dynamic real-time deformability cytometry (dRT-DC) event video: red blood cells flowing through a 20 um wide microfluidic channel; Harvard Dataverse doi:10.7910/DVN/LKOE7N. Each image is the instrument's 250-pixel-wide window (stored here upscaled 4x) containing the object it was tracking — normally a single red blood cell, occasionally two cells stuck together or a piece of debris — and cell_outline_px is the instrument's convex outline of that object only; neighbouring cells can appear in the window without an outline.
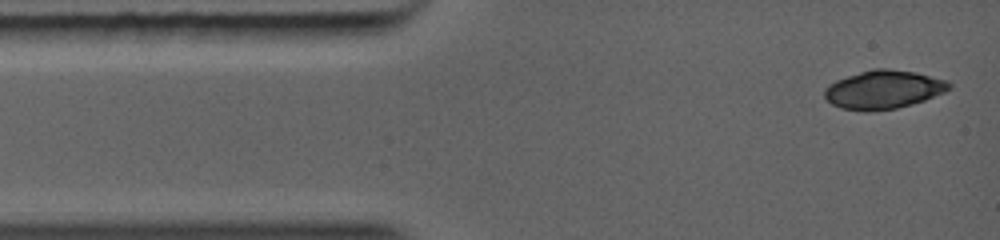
{"species": "common noctule bat (a hibernating species)", "species_latin": "Nyctalus noctula", "temperature_condition": "warm", "stored_images_in_passage": 5, "camera_frame_rate_fps": 5000, "um_per_image_px": 0.085, "animal": {"sex": "female", "body_mass_g": 19.0, "forearm_length_mm": 56.7}, "frame": {"image": 1, "passage_image": 1, "time_ms": 0.0, "image_size_px": [1000, 240], "cell_outline_px": [[952, 88], [944, 92], [924, 100], [912, 104], [896, 108], [864, 112], [840, 108], [832, 104], [824, 96], [824, 88], [836, 80], [860, 72], [876, 68], [888, 68], [916, 72], [948, 80], [952, 84]], "centroid_in_image_um": [75.11, 7.61], "position_along_channel_um": 9.9, "area_um2": 28.03}}